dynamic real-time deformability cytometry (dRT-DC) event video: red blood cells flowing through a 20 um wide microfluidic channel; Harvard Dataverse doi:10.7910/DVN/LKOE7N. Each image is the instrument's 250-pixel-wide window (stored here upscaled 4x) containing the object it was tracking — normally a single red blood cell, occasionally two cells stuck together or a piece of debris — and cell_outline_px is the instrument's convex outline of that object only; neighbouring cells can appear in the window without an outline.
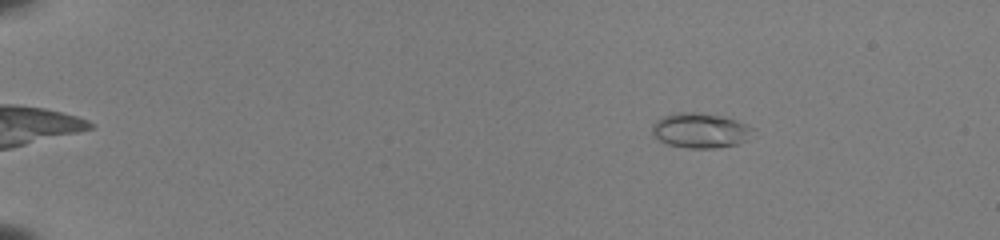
{"species": "common noctule bat (a hibernating species)", "species_latin": "Nyctalus noctula", "temperature_condition": "room temperature", "stored_images_in_passage": 46, "camera_frame_rate_fps": 3000, "um_per_image_px": 0.085, "animal": {"sex": "female", "body_mass_g": 22.0, "forearm_length_mm": 56.7}, "frame": {"image": 1, "passage_image": 2, "time_ms": 0.333, "image_size_px": [1000, 240], "cell_outline_px": [[752, 128], [744, 140], [736, 144], [716, 148], [688, 148], [668, 144], [660, 140], [652, 132], [652, 124], [656, 120], [664, 116], [680, 112], [692, 112], [720, 116], [736, 120]], "centroid_in_image_um": [59.45, 11.09], "position_along_channel_um": 25.5, "area_um2": 19.88}}
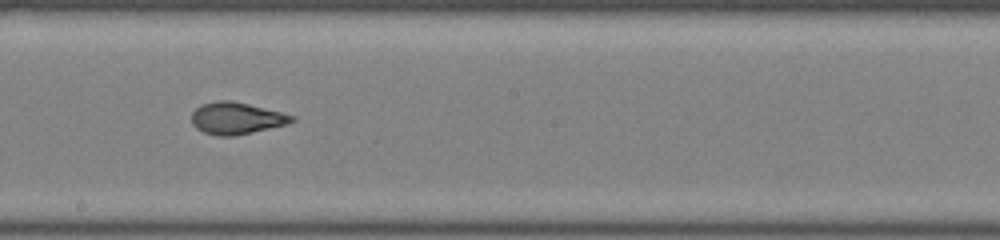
{"frame": {"image": 2, "passage_image": 26, "time_ms": 8.333, "image_size_px": [1000, 240], "cell_outline_px": [[296, 120], [288, 124], [252, 132], [232, 136], [216, 136], [204, 132], [196, 128], [192, 124], [192, 112], [200, 104], [216, 100], [232, 100], [296, 116]], "centroid_in_image_um": [20.08, 10.04], "position_along_channel_um": 228.1, "area_um2": 18.67}}
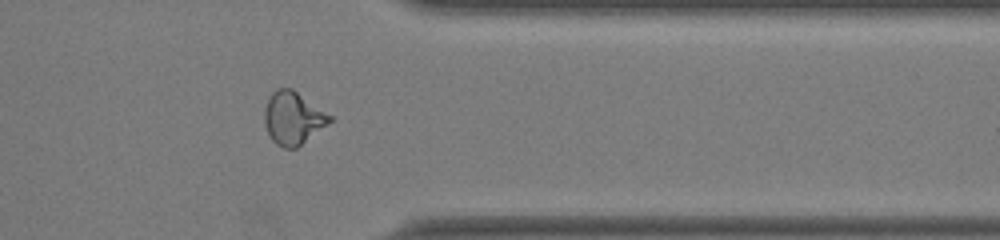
{"frame": {"image": 3, "passage_image": 38, "time_ms": 12.333, "image_size_px": [1000, 240], "cell_outline_px": [[332, 120], [328, 124], [296, 148], [284, 148], [276, 144], [272, 140], [264, 124], [264, 108], [272, 92], [276, 88], [292, 88], [332, 116]], "centroid_in_image_um": [24.89, 10.03], "position_along_channel_um": 386.5, "area_um2": 19.94}, "authors_computed_cell_mechanics": {"area_um2": 18.6983, "velocity_mm_per_s": 4.0154, "shape_relaxation_time_tau1_ms": 5.785, "shape_relaxation_time_tau2_ms": 0.8865, "deformation_change_tau1": 0.2132, "deformation_change_tau2": 0.0681}}